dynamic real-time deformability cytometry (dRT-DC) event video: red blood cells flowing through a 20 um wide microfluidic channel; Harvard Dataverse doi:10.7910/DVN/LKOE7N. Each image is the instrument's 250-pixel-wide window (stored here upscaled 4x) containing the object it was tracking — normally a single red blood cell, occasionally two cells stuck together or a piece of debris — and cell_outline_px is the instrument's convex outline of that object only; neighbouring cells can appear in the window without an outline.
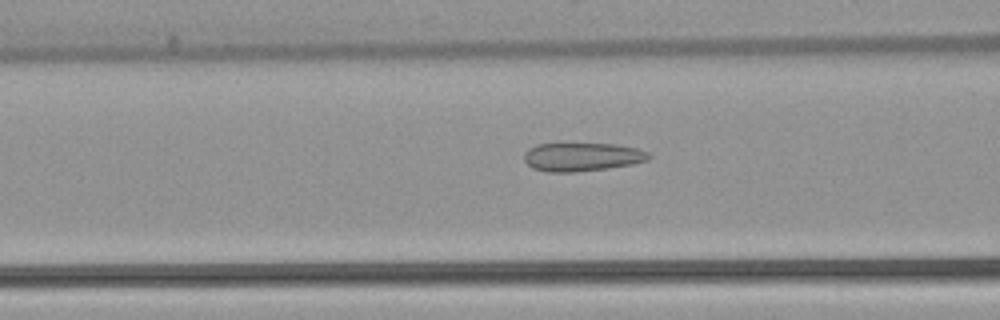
{"species": "common noctule bat (a hibernating species)", "species_latin": "Nyctalus noctula", "temperature_condition": "warm", "stored_images_in_passage": 36, "camera_frame_rate_fps": 3000, "um_per_image_px": 0.085, "animal": {"sex": "female", "body_mass_g": 22.7, "forearm_length_mm": 54.2}, "frame": {"image": 1, "passage_image": 4, "time_ms": 1.0, "image_size_px": [1000, 320], "cell_outline_px": [[652, 156], [648, 160], [632, 164], [608, 168], [576, 172], [548, 172], [532, 168], [524, 160], [524, 152], [528, 148], [536, 144], [560, 140], [616, 144], [636, 148], [648, 152]], "centroid_in_image_um": [49.41, 13.27], "position_along_channel_um": 117.2, "area_um2": 21.91}}
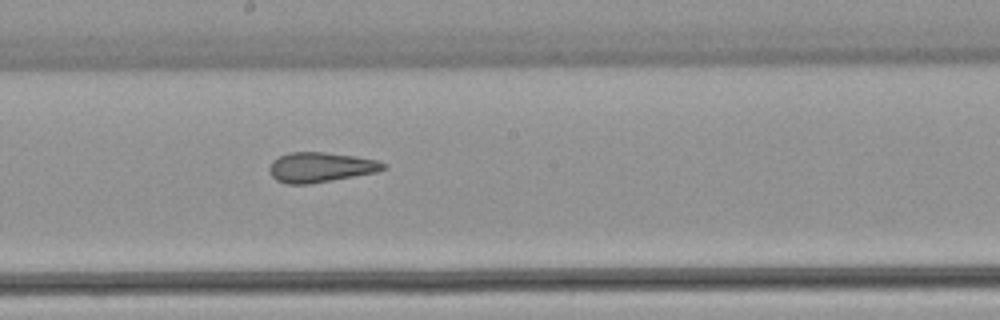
{"frame": {"image": 2, "passage_image": 12, "time_ms": 3.667, "image_size_px": [1000, 320], "cell_outline_px": [[388, 168], [376, 172], [332, 180], [308, 184], [288, 184], [276, 180], [272, 176], [268, 168], [272, 160], [288, 152], [324, 152], [356, 156], [376, 160], [388, 164]], "centroid_in_image_um": [27.25, 14.21], "position_along_channel_um": 220.9, "area_um2": 19.94}}
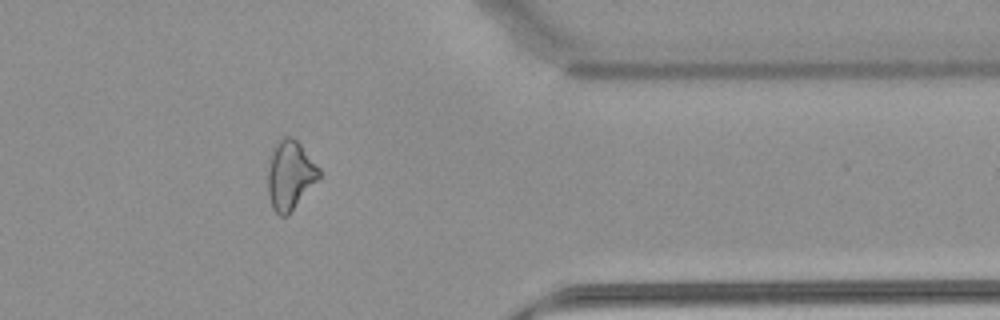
{"frame": {"image": 3, "passage_image": 26, "time_ms": 8.333, "image_size_px": [1000, 320], "cell_outline_px": [[320, 176], [288, 216], [280, 216], [272, 208], [268, 196], [268, 156], [272, 148], [284, 136], [292, 136], [300, 144], [320, 168]], "centroid_in_image_um": [24.62, 14.88], "position_along_channel_um": 386.8, "area_um2": 20.69}}